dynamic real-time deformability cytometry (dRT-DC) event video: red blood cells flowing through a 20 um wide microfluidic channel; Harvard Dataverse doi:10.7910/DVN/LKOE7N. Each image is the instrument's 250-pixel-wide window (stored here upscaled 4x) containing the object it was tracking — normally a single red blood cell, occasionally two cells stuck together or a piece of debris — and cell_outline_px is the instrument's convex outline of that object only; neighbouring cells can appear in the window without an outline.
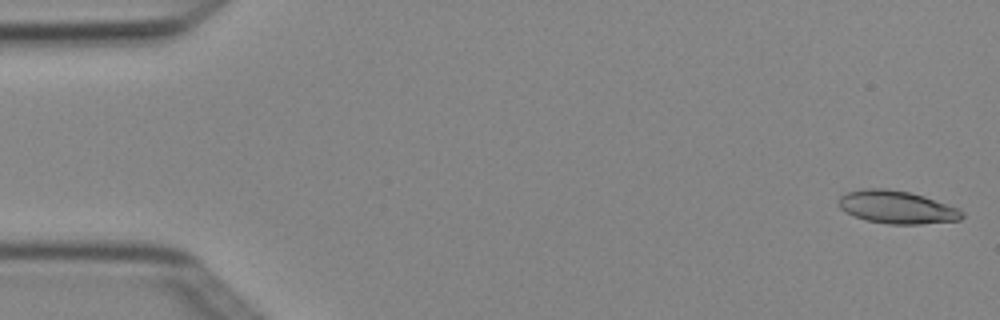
{"species": "Egyptian fruit bat (a non-hibernating species)", "species_latin": "Rousettus aegyptiacus", "temperature_condition": "cold", "stored_images_in_passage": 4, "camera_frame_rate_fps": 3000, "um_per_image_px": 0.085, "animal": {"sex": "female"}, "frame": {"image": 1, "passage_image": 1, "time_ms": 0.0, "image_size_px": [1000, 320], "cell_outline_px": [[964, 216], [960, 220], [920, 224], [888, 224], [868, 220], [856, 216], [840, 208], [836, 200], [840, 196], [848, 192], [860, 188], [884, 188], [908, 192], [924, 196], [956, 208], [964, 212]], "centroid_in_image_um": [76.21, 17.6], "position_along_channel_um": 8.8, "area_um2": 23.41}}
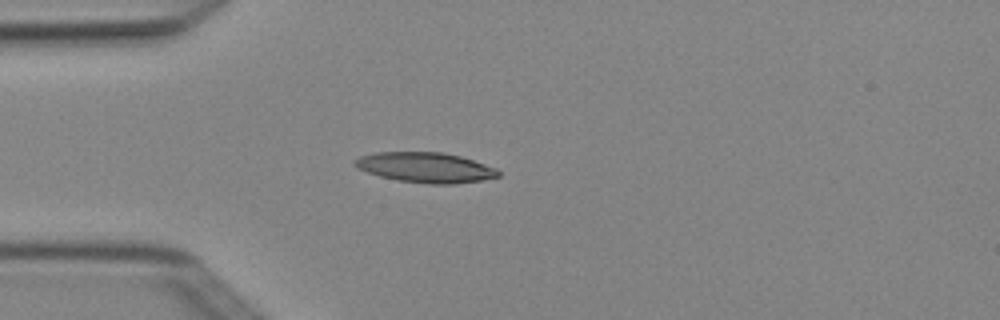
{"frame": {"image": 2, "passage_image": 3, "time_ms": 0.667, "image_size_px": [1000, 320], "cell_outline_px": [[500, 176], [480, 180], [452, 184], [432, 184], [396, 180], [380, 176], [356, 168], [352, 164], [352, 160], [360, 156], [376, 152], [444, 152], [460, 156], [496, 168], [500, 172]], "centroid_in_image_um": [36.12, 14.23], "position_along_channel_um": 48.9, "area_um2": 25.2}}